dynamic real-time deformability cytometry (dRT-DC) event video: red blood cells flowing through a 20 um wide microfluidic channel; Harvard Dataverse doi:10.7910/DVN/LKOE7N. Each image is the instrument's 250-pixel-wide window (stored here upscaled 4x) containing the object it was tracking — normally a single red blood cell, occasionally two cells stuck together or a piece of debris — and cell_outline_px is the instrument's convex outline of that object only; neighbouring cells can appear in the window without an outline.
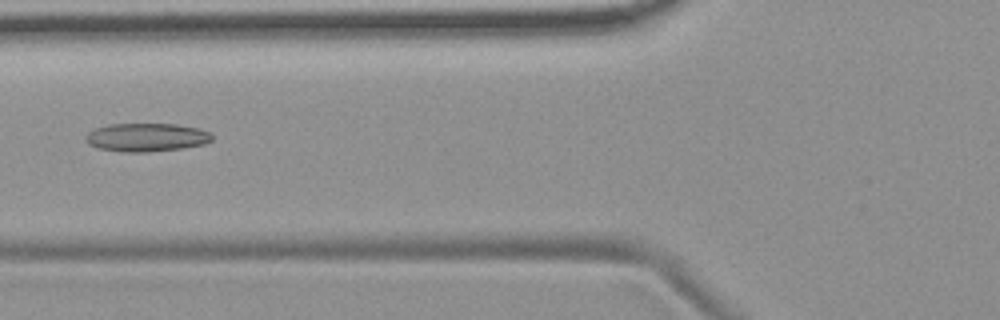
{"species": "common noctule bat (a hibernating species)", "species_latin": "Nyctalus noctula", "temperature_condition": "room temperature", "stored_images_in_passage": 8, "camera_frame_rate_fps": 3000, "um_per_image_px": 0.085, "animal": {"sex": "female", "body_mass_g": 19.9}, "frame": {"image": 1, "passage_image": 5, "time_ms": 5.0, "image_size_px": [1000, 320], "cell_outline_px": [[212, 140], [204, 144], [184, 148], [144, 152], [124, 152], [100, 148], [88, 144], [84, 140], [84, 136], [88, 132], [96, 128], [108, 124], [176, 124], [200, 128], [212, 132]], "centroid_in_image_um": [12.47, 11.67], "position_along_channel_um": 113.3, "area_um2": 21.04}}
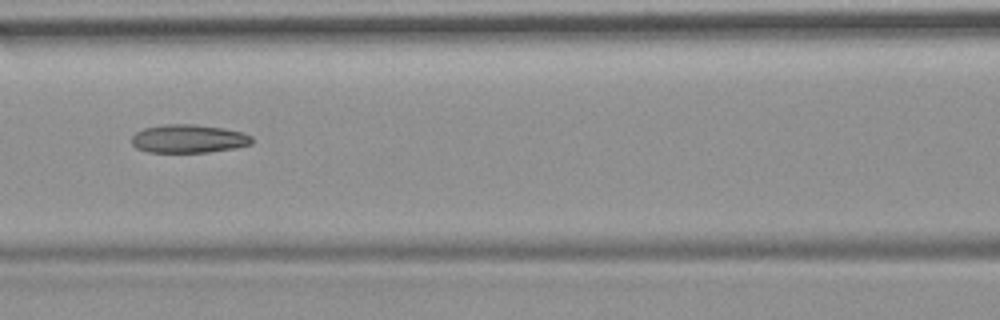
{"frame": {"image": 2, "passage_image": 6, "time_ms": 6.0, "image_size_px": [1000, 320], "cell_outline_px": [[252, 144], [236, 148], [208, 152], [148, 152], [136, 148], [132, 144], [132, 136], [136, 132], [144, 128], [164, 124], [196, 124], [224, 128], [240, 132], [252, 136]], "centroid_in_image_um": [16.02, 11.79], "position_along_channel_um": 150.6, "area_um2": 19.94}}
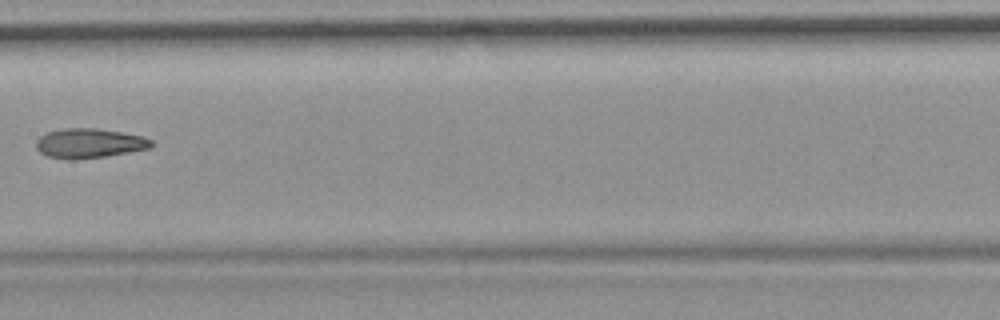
{"frame": {"image": 3, "passage_image": 7, "time_ms": 7.333, "image_size_px": [1000, 320], "cell_outline_px": [[152, 148], [104, 156], [72, 160], [68, 160], [48, 156], [40, 152], [36, 148], [36, 140], [40, 136], [48, 132], [64, 128], [96, 128], [124, 132], [144, 136], [152, 140]], "centroid_in_image_um": [7.6, 12.17], "position_along_channel_um": 199.8, "area_um2": 19.94}}